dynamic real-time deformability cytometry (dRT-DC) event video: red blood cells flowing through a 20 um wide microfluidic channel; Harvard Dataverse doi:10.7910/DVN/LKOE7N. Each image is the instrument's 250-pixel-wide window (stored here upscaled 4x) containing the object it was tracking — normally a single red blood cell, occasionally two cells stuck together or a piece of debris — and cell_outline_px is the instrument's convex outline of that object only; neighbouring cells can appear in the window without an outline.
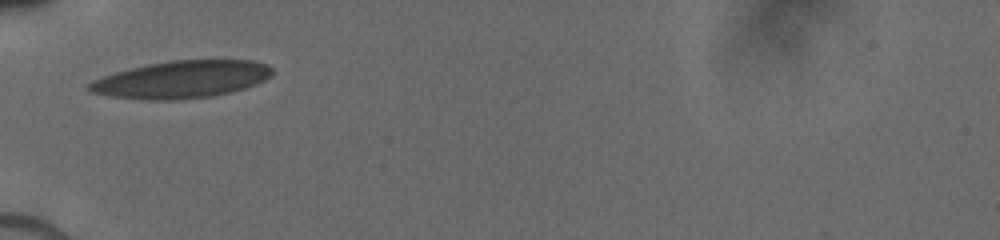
{"species": "human", "species_latin": "Homo sapiens", "temperature_condition": "cold", "stored_images_in_passage": 3, "camera_frame_rate_fps": 3000, "um_per_image_px": 0.085, "donor": {"sex": "male"}, "frame": {"image": 1, "passage_image": 1, "time_ms": 0.0, "image_size_px": [1000, 240], "cell_outline_px": [[272, 76], [264, 80], [244, 88], [228, 92], [208, 96], [176, 100], [148, 100], [112, 96], [92, 92], [88, 88], [88, 84], [92, 80], [116, 72], [148, 64], [172, 60], [252, 60], [268, 64], [272, 68]], "centroid_in_image_um": [15.45, 6.74], "position_along_channel_um": 69.5, "area_um2": 39.42}}